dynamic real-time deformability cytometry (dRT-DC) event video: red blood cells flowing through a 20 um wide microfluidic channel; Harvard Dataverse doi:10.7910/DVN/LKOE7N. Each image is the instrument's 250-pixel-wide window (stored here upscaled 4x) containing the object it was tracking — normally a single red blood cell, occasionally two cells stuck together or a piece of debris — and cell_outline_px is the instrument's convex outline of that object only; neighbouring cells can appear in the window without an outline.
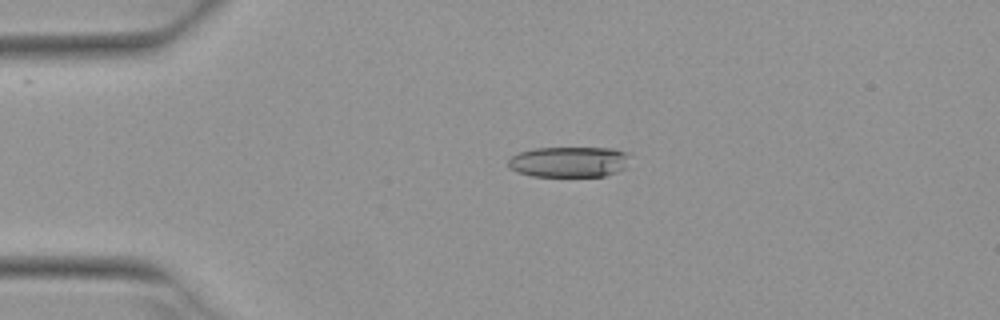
{"species": "Egyptian fruit bat (a non-hibernating species)", "species_latin": "Rousettus aegyptiacus", "temperature_condition": "warm", "stored_images_in_passage": 2, "camera_frame_rate_fps": 3000, "um_per_image_px": 0.085, "animal": {"sex": "female"}, "frame": {"image": 1, "passage_image": 1, "time_ms": 0.0, "image_size_px": [1000, 320], "cell_outline_px": [[632, 156], [628, 168], [604, 176], [532, 176], [508, 168], [508, 160], [512, 156], [520, 152], [536, 148], [612, 148], [624, 152]], "centroid_in_image_um": [48.43, 13.76], "position_along_channel_um": 36.6, "area_um2": 21.91}}